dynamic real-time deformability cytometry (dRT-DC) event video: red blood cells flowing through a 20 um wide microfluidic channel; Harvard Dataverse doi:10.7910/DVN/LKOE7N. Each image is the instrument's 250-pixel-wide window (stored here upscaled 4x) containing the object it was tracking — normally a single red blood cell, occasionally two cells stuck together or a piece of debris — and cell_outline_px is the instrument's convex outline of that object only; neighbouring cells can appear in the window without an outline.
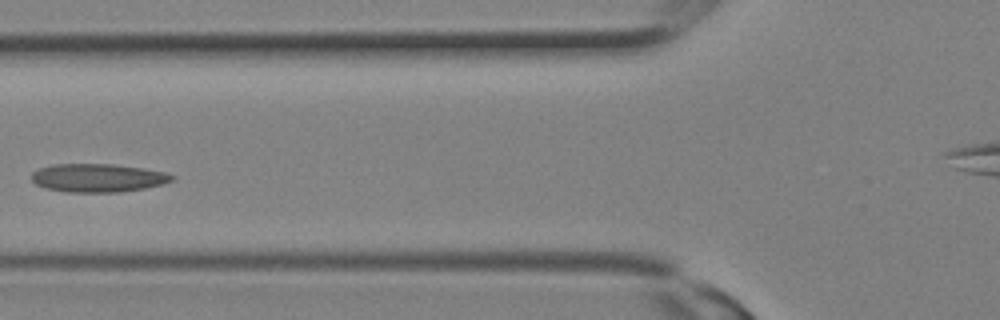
{"species": "Egyptian fruit bat (a non-hibernating species)", "species_latin": "Rousettus aegyptiacus", "temperature_condition": "room temperature", "stored_images_in_passage": 10, "camera_frame_rate_fps": 3000, "um_per_image_px": 0.085, "animal": {"sex": "female"}, "frame": {"image": 1, "passage_image": 9, "time_ms": 2.667, "image_size_px": [1000, 320], "cell_outline_px": [[176, 180], [164, 184], [144, 188], [120, 192], [68, 192], [48, 188], [36, 184], [32, 180], [32, 172], [40, 168], [52, 164], [112, 164], [144, 168], [164, 172], [176, 176]], "centroid_in_image_um": [8.37, 15.11], "position_along_channel_um": 117.4, "area_um2": 23.24}}